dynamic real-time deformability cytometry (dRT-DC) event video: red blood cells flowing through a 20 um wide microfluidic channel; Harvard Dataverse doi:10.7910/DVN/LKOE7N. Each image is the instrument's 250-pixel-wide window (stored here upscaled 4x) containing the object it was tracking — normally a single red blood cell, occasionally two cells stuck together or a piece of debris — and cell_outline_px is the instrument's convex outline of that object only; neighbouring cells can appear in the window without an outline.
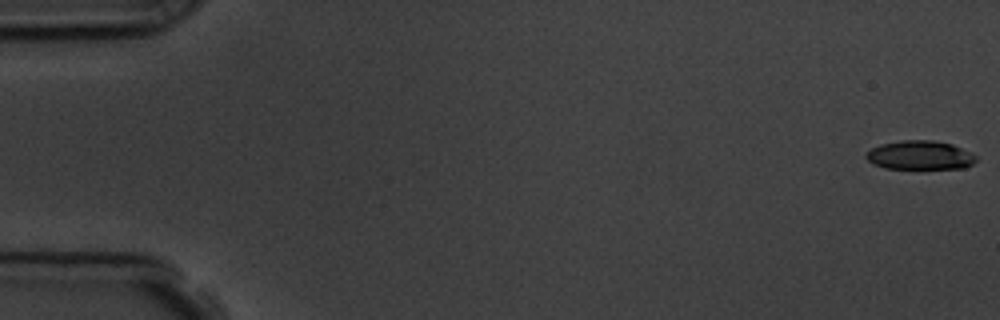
{"species": "common noctule bat (a hibernating species)", "species_latin": "Nyctalus noctula", "temperature_condition": "room temperature", "stored_images_in_passage": 57, "camera_frame_rate_fps": 3000, "um_per_image_px": 0.085, "animal": {"sex": "male", "body_mass_g": 19.5, "forearm_length_mm": 54.6}, "frame": {"image": 1, "passage_image": 1, "time_ms": 0.0, "image_size_px": [1000, 320], "cell_outline_px": [[976, 160], [972, 164], [964, 168], [884, 168], [872, 164], [864, 156], [872, 148], [880, 144], [900, 140], [932, 140], [952, 144], [976, 156]], "centroid_in_image_um": [78.16, 13.19], "position_along_channel_um": 6.8, "area_um2": 18.38}}
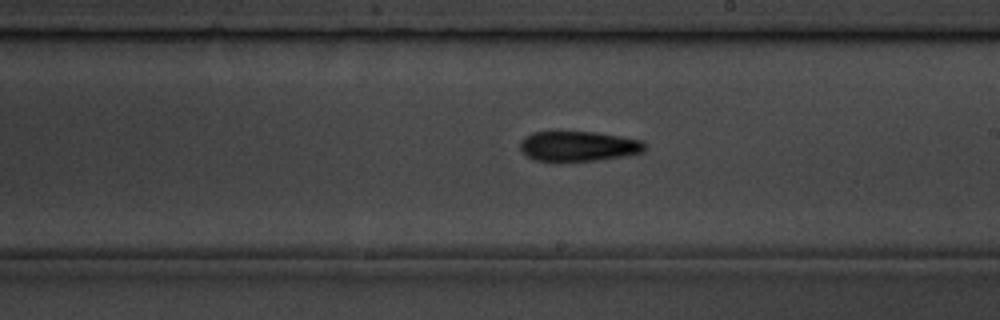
{"frame": {"image": 2, "passage_image": 33, "time_ms": 10.667, "image_size_px": [1000, 320], "cell_outline_px": [[644, 152], [596, 160], [552, 164], [532, 160], [520, 148], [520, 144], [524, 136], [532, 132], [556, 128], [560, 128], [596, 132], [644, 140]], "centroid_in_image_um": [49.04, 12.4], "position_along_channel_um": 240.0, "area_um2": 23.35}}
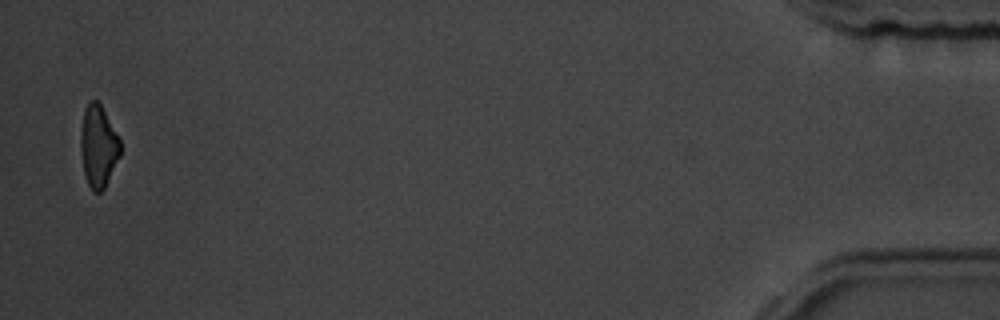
{"frame": {"image": 3, "passage_image": 56, "time_ms": 18.333, "image_size_px": [1000, 320], "cell_outline_px": [[120, 156], [104, 188], [100, 192], [92, 192], [84, 176], [80, 152], [80, 132], [84, 108], [88, 100], [96, 100], [100, 104], [120, 140]], "centroid_in_image_um": [8.32, 12.44], "position_along_channel_um": 426.9, "area_um2": 19.02}, "authors_computed_cell_mechanics": {"area_um2": 21.097, "velocity_mm_per_s": 3.6176, "shape_relaxation_time_tau1_ms": 3.162, "shape_relaxation_time_tau2_ms": 7.823, "deformation_change_tau1": 0.1337, "deformation_change_tau2": 0.1911}}